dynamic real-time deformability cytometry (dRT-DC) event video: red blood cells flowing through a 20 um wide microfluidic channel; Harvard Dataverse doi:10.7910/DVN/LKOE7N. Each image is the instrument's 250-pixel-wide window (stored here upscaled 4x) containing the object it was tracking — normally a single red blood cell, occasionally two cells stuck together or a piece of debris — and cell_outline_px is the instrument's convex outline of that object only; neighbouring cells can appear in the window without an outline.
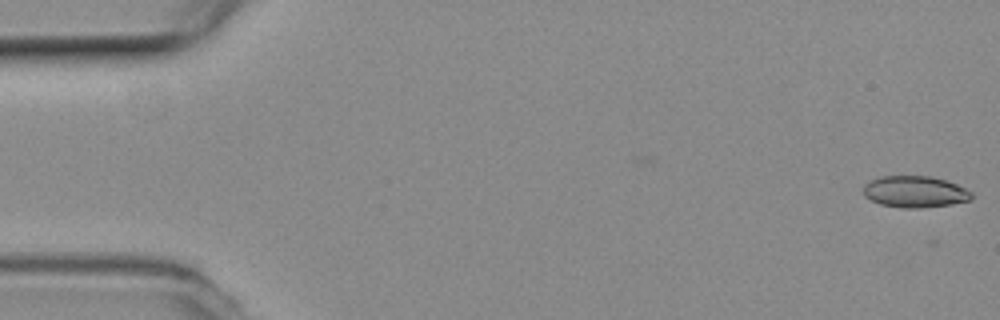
{"species": "common noctule bat (a hibernating species)", "species_latin": "Nyctalus noctula", "temperature_condition": "room temperature", "stored_images_in_passage": 13, "camera_frame_rate_fps": 3000, "um_per_image_px": 0.085, "animal": {"sex": "female", "body_mass_g": 19.3, "forearm_length_mm": 54.1}, "frame": {"image": 1, "passage_image": 1, "time_ms": 0.0, "image_size_px": [1000, 320], "cell_outline_px": [[972, 200], [952, 204], [920, 208], [900, 208], [880, 204], [864, 196], [864, 184], [868, 180], [880, 176], [932, 176], [956, 184], [972, 192]], "centroid_in_image_um": [77.75, 16.3], "position_along_channel_um": 7.3, "area_um2": 20.0}}